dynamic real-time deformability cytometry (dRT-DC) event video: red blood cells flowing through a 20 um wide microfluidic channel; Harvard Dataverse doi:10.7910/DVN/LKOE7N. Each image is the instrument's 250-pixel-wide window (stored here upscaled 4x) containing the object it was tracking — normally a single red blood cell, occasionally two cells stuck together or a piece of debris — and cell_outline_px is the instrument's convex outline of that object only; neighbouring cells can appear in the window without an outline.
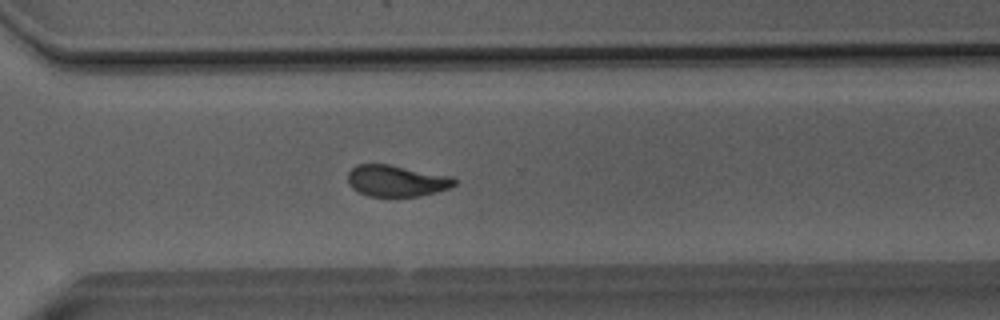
{"species": "Egyptian fruit bat (a non-hibernating species)", "species_latin": "Rousettus aegyptiacus", "temperature_condition": "room temperature", "stored_images_in_passage": 52, "segment_of_instrument_passage": [1, 2], "camera_frame_rate_fps": 3000, "um_per_image_px": 0.085, "animal": {"sex": "male"}, "frame": {"image": 1, "passage_image": 37, "time_ms": 12.0, "image_size_px": [1000, 320], "cell_outline_px": [[456, 184], [448, 188], [436, 192], [420, 196], [368, 196], [352, 188], [348, 184], [348, 172], [356, 164], [388, 164], [452, 176], [456, 180]], "centroid_in_image_um": [33.69, 15.36], "position_along_channel_um": 336.9, "area_um2": 19.48}}
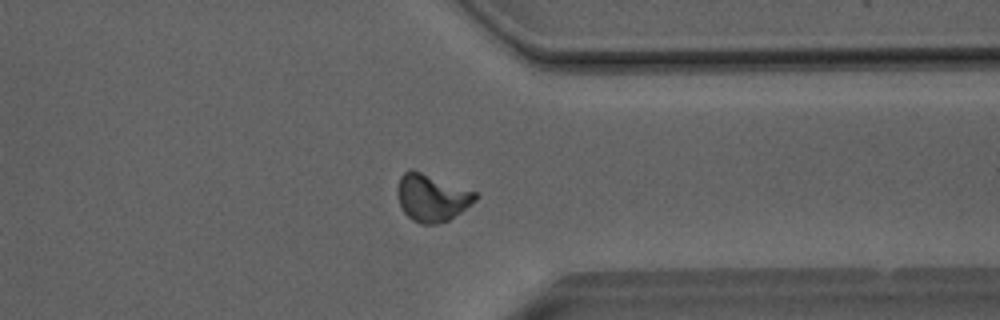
{"frame": {"image": 2, "passage_image": 40, "time_ms": 13.0, "image_size_px": [1000, 320], "cell_outline_px": [[480, 196], [476, 200], [460, 212], [448, 220], [436, 224], [420, 224], [412, 220], [404, 212], [400, 204], [396, 192], [396, 188], [400, 176], [404, 172], [412, 168], [476, 192]], "centroid_in_image_um": [36.68, 16.79], "position_along_channel_um": 374.7, "area_um2": 21.5}}
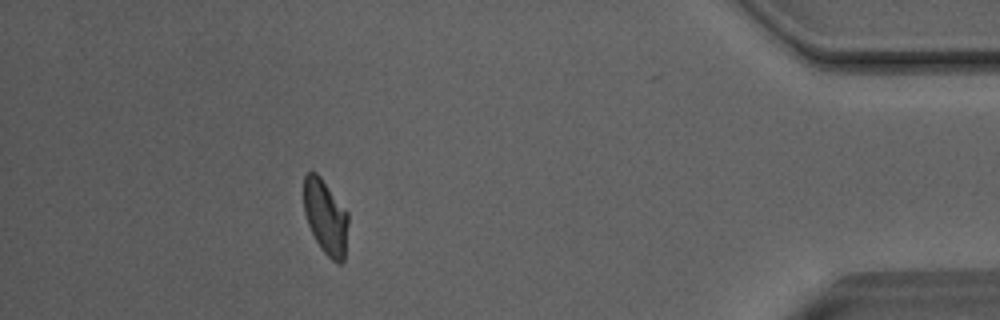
{"frame": {"image": 3, "passage_image": 46, "time_ms": 15.0, "image_size_px": [1000, 320], "cell_outline_px": [[348, 224], [344, 260], [340, 264], [336, 264], [320, 248], [308, 224], [304, 212], [304, 176], [308, 172], [316, 172], [320, 176], [348, 212]], "centroid_in_image_um": [27.68, 18.46], "position_along_channel_um": 407.5, "area_um2": 19.31}}